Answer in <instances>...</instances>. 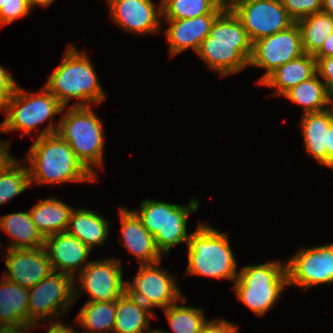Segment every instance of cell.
I'll use <instances>...</instances> for the list:
<instances>
[{
  "label": "cell",
  "instance_id": "cell-1",
  "mask_svg": "<svg viewBox=\"0 0 333 333\" xmlns=\"http://www.w3.org/2000/svg\"><path fill=\"white\" fill-rule=\"evenodd\" d=\"M196 53L210 69L225 77L249 66L252 42L240 19L226 8L215 19Z\"/></svg>",
  "mask_w": 333,
  "mask_h": 333
},
{
  "label": "cell",
  "instance_id": "cell-2",
  "mask_svg": "<svg viewBox=\"0 0 333 333\" xmlns=\"http://www.w3.org/2000/svg\"><path fill=\"white\" fill-rule=\"evenodd\" d=\"M35 138L25 157L31 185L34 182L42 185L96 180L57 133Z\"/></svg>",
  "mask_w": 333,
  "mask_h": 333
},
{
  "label": "cell",
  "instance_id": "cell-3",
  "mask_svg": "<svg viewBox=\"0 0 333 333\" xmlns=\"http://www.w3.org/2000/svg\"><path fill=\"white\" fill-rule=\"evenodd\" d=\"M88 57L70 44L63 60L44 85L65 108L70 99L78 100L72 106H91V103L99 105L106 98L94 64Z\"/></svg>",
  "mask_w": 333,
  "mask_h": 333
},
{
  "label": "cell",
  "instance_id": "cell-4",
  "mask_svg": "<svg viewBox=\"0 0 333 333\" xmlns=\"http://www.w3.org/2000/svg\"><path fill=\"white\" fill-rule=\"evenodd\" d=\"M188 267L185 275H199L235 281L237 262L227 233L200 223L188 239Z\"/></svg>",
  "mask_w": 333,
  "mask_h": 333
},
{
  "label": "cell",
  "instance_id": "cell-5",
  "mask_svg": "<svg viewBox=\"0 0 333 333\" xmlns=\"http://www.w3.org/2000/svg\"><path fill=\"white\" fill-rule=\"evenodd\" d=\"M64 109L65 107L45 86L38 93H30L18 85L2 110L6 118L0 124V133L24 131L25 133L20 135V137H24L29 135L35 127H39V124L49 120L48 125L37 137L55 134L59 122L55 125L52 119L54 115L62 113Z\"/></svg>",
  "mask_w": 333,
  "mask_h": 333
},
{
  "label": "cell",
  "instance_id": "cell-6",
  "mask_svg": "<svg viewBox=\"0 0 333 333\" xmlns=\"http://www.w3.org/2000/svg\"><path fill=\"white\" fill-rule=\"evenodd\" d=\"M91 108L70 107L61 116L57 134L70 145L84 167L97 177L94 168L103 167L104 125Z\"/></svg>",
  "mask_w": 333,
  "mask_h": 333
},
{
  "label": "cell",
  "instance_id": "cell-7",
  "mask_svg": "<svg viewBox=\"0 0 333 333\" xmlns=\"http://www.w3.org/2000/svg\"><path fill=\"white\" fill-rule=\"evenodd\" d=\"M285 286L288 287L286 263L273 261L242 267L233 289L238 300L262 316L276 304Z\"/></svg>",
  "mask_w": 333,
  "mask_h": 333
},
{
  "label": "cell",
  "instance_id": "cell-8",
  "mask_svg": "<svg viewBox=\"0 0 333 333\" xmlns=\"http://www.w3.org/2000/svg\"><path fill=\"white\" fill-rule=\"evenodd\" d=\"M140 210L134 212L142 221L143 226L154 236L155 243L161 254L168 256L173 246L188 243L187 219L195 212L199 201L191 197L189 204L178 205L159 200L147 199L140 203Z\"/></svg>",
  "mask_w": 333,
  "mask_h": 333
},
{
  "label": "cell",
  "instance_id": "cell-9",
  "mask_svg": "<svg viewBox=\"0 0 333 333\" xmlns=\"http://www.w3.org/2000/svg\"><path fill=\"white\" fill-rule=\"evenodd\" d=\"M75 284H77L76 280L71 275L52 271L37 285L30 288L29 324H36V327H39L40 319L45 322V319L58 318L59 315L67 313L68 308L81 295L77 288L79 286Z\"/></svg>",
  "mask_w": 333,
  "mask_h": 333
},
{
  "label": "cell",
  "instance_id": "cell-10",
  "mask_svg": "<svg viewBox=\"0 0 333 333\" xmlns=\"http://www.w3.org/2000/svg\"><path fill=\"white\" fill-rule=\"evenodd\" d=\"M161 261L139 265L133 281H126V292L145 306L166 309L176 302L186 303V298L177 286L175 276L161 269Z\"/></svg>",
  "mask_w": 333,
  "mask_h": 333
},
{
  "label": "cell",
  "instance_id": "cell-11",
  "mask_svg": "<svg viewBox=\"0 0 333 333\" xmlns=\"http://www.w3.org/2000/svg\"><path fill=\"white\" fill-rule=\"evenodd\" d=\"M229 8L240 19L252 43L295 23L282 0H238Z\"/></svg>",
  "mask_w": 333,
  "mask_h": 333
},
{
  "label": "cell",
  "instance_id": "cell-12",
  "mask_svg": "<svg viewBox=\"0 0 333 333\" xmlns=\"http://www.w3.org/2000/svg\"><path fill=\"white\" fill-rule=\"evenodd\" d=\"M303 54L305 53L302 47L301 33L295 22L285 30L253 42L248 65L265 70L263 76L257 81L261 84L278 67Z\"/></svg>",
  "mask_w": 333,
  "mask_h": 333
},
{
  "label": "cell",
  "instance_id": "cell-13",
  "mask_svg": "<svg viewBox=\"0 0 333 333\" xmlns=\"http://www.w3.org/2000/svg\"><path fill=\"white\" fill-rule=\"evenodd\" d=\"M288 286L307 290L333 283V243L302 248L286 262Z\"/></svg>",
  "mask_w": 333,
  "mask_h": 333
},
{
  "label": "cell",
  "instance_id": "cell-14",
  "mask_svg": "<svg viewBox=\"0 0 333 333\" xmlns=\"http://www.w3.org/2000/svg\"><path fill=\"white\" fill-rule=\"evenodd\" d=\"M115 258L92 261L78 274L83 290L91 297L88 301H116L126 292L122 263Z\"/></svg>",
  "mask_w": 333,
  "mask_h": 333
},
{
  "label": "cell",
  "instance_id": "cell-15",
  "mask_svg": "<svg viewBox=\"0 0 333 333\" xmlns=\"http://www.w3.org/2000/svg\"><path fill=\"white\" fill-rule=\"evenodd\" d=\"M112 21L127 32L157 33L161 27L162 3L152 0H106ZM160 17V18H159Z\"/></svg>",
  "mask_w": 333,
  "mask_h": 333
},
{
  "label": "cell",
  "instance_id": "cell-16",
  "mask_svg": "<svg viewBox=\"0 0 333 333\" xmlns=\"http://www.w3.org/2000/svg\"><path fill=\"white\" fill-rule=\"evenodd\" d=\"M6 252L4 262L8 273L4 278L24 288H33L53 271L44 247L7 249Z\"/></svg>",
  "mask_w": 333,
  "mask_h": 333
},
{
  "label": "cell",
  "instance_id": "cell-17",
  "mask_svg": "<svg viewBox=\"0 0 333 333\" xmlns=\"http://www.w3.org/2000/svg\"><path fill=\"white\" fill-rule=\"evenodd\" d=\"M44 249L53 271L71 275L74 279L91 262L86 260L91 249L66 231L45 237Z\"/></svg>",
  "mask_w": 333,
  "mask_h": 333
},
{
  "label": "cell",
  "instance_id": "cell-18",
  "mask_svg": "<svg viewBox=\"0 0 333 333\" xmlns=\"http://www.w3.org/2000/svg\"><path fill=\"white\" fill-rule=\"evenodd\" d=\"M121 223V243L138 258L139 265L162 261L163 255L158 250L154 236L143 226L136 213L126 207L119 208Z\"/></svg>",
  "mask_w": 333,
  "mask_h": 333
},
{
  "label": "cell",
  "instance_id": "cell-19",
  "mask_svg": "<svg viewBox=\"0 0 333 333\" xmlns=\"http://www.w3.org/2000/svg\"><path fill=\"white\" fill-rule=\"evenodd\" d=\"M219 15L205 14L188 19H165L169 24L165 35L170 45V55H177L188 48L197 52L201 42L210 34L212 25Z\"/></svg>",
  "mask_w": 333,
  "mask_h": 333
},
{
  "label": "cell",
  "instance_id": "cell-20",
  "mask_svg": "<svg viewBox=\"0 0 333 333\" xmlns=\"http://www.w3.org/2000/svg\"><path fill=\"white\" fill-rule=\"evenodd\" d=\"M300 122L306 153L327 167L328 129L333 123L330 109L303 114Z\"/></svg>",
  "mask_w": 333,
  "mask_h": 333
},
{
  "label": "cell",
  "instance_id": "cell-21",
  "mask_svg": "<svg viewBox=\"0 0 333 333\" xmlns=\"http://www.w3.org/2000/svg\"><path fill=\"white\" fill-rule=\"evenodd\" d=\"M29 294V289L2 278V283L0 282V328L29 324Z\"/></svg>",
  "mask_w": 333,
  "mask_h": 333
},
{
  "label": "cell",
  "instance_id": "cell-22",
  "mask_svg": "<svg viewBox=\"0 0 333 333\" xmlns=\"http://www.w3.org/2000/svg\"><path fill=\"white\" fill-rule=\"evenodd\" d=\"M316 73V59L314 55L303 54L299 58L278 67L261 85L268 88H276V92L272 93L273 96H283L288 90L313 77Z\"/></svg>",
  "mask_w": 333,
  "mask_h": 333
},
{
  "label": "cell",
  "instance_id": "cell-23",
  "mask_svg": "<svg viewBox=\"0 0 333 333\" xmlns=\"http://www.w3.org/2000/svg\"><path fill=\"white\" fill-rule=\"evenodd\" d=\"M156 317L149 307L125 292L116 300V317L112 333H153L150 318ZM148 330V331H147Z\"/></svg>",
  "mask_w": 333,
  "mask_h": 333
},
{
  "label": "cell",
  "instance_id": "cell-24",
  "mask_svg": "<svg viewBox=\"0 0 333 333\" xmlns=\"http://www.w3.org/2000/svg\"><path fill=\"white\" fill-rule=\"evenodd\" d=\"M66 232L77 237L92 250L95 245L105 244L109 223L93 210L77 208L71 212Z\"/></svg>",
  "mask_w": 333,
  "mask_h": 333
},
{
  "label": "cell",
  "instance_id": "cell-25",
  "mask_svg": "<svg viewBox=\"0 0 333 333\" xmlns=\"http://www.w3.org/2000/svg\"><path fill=\"white\" fill-rule=\"evenodd\" d=\"M0 230L12 238L7 249L44 247L45 238L32 221L29 211L15 212L0 217Z\"/></svg>",
  "mask_w": 333,
  "mask_h": 333
},
{
  "label": "cell",
  "instance_id": "cell-26",
  "mask_svg": "<svg viewBox=\"0 0 333 333\" xmlns=\"http://www.w3.org/2000/svg\"><path fill=\"white\" fill-rule=\"evenodd\" d=\"M73 209L64 201L50 197L33 206L29 213L38 231L45 238L67 230Z\"/></svg>",
  "mask_w": 333,
  "mask_h": 333
},
{
  "label": "cell",
  "instance_id": "cell-27",
  "mask_svg": "<svg viewBox=\"0 0 333 333\" xmlns=\"http://www.w3.org/2000/svg\"><path fill=\"white\" fill-rule=\"evenodd\" d=\"M283 97L296 105L303 106V114L329 108V90L317 73L288 90Z\"/></svg>",
  "mask_w": 333,
  "mask_h": 333
},
{
  "label": "cell",
  "instance_id": "cell-28",
  "mask_svg": "<svg viewBox=\"0 0 333 333\" xmlns=\"http://www.w3.org/2000/svg\"><path fill=\"white\" fill-rule=\"evenodd\" d=\"M115 317L116 301H87L75 318V323L84 327L83 333H109L113 332Z\"/></svg>",
  "mask_w": 333,
  "mask_h": 333
},
{
  "label": "cell",
  "instance_id": "cell-29",
  "mask_svg": "<svg viewBox=\"0 0 333 333\" xmlns=\"http://www.w3.org/2000/svg\"><path fill=\"white\" fill-rule=\"evenodd\" d=\"M296 23L300 29L305 54L315 55L333 33V16L323 11L309 15Z\"/></svg>",
  "mask_w": 333,
  "mask_h": 333
},
{
  "label": "cell",
  "instance_id": "cell-30",
  "mask_svg": "<svg viewBox=\"0 0 333 333\" xmlns=\"http://www.w3.org/2000/svg\"><path fill=\"white\" fill-rule=\"evenodd\" d=\"M162 17L165 19H188L205 14H221L226 7L219 0H160Z\"/></svg>",
  "mask_w": 333,
  "mask_h": 333
},
{
  "label": "cell",
  "instance_id": "cell-31",
  "mask_svg": "<svg viewBox=\"0 0 333 333\" xmlns=\"http://www.w3.org/2000/svg\"><path fill=\"white\" fill-rule=\"evenodd\" d=\"M174 333H200L207 322L204 309L178 305V302L163 309ZM159 333H172L165 330H157Z\"/></svg>",
  "mask_w": 333,
  "mask_h": 333
},
{
  "label": "cell",
  "instance_id": "cell-32",
  "mask_svg": "<svg viewBox=\"0 0 333 333\" xmlns=\"http://www.w3.org/2000/svg\"><path fill=\"white\" fill-rule=\"evenodd\" d=\"M14 161L0 173V205L23 193L31 184L27 166Z\"/></svg>",
  "mask_w": 333,
  "mask_h": 333
},
{
  "label": "cell",
  "instance_id": "cell-33",
  "mask_svg": "<svg viewBox=\"0 0 333 333\" xmlns=\"http://www.w3.org/2000/svg\"><path fill=\"white\" fill-rule=\"evenodd\" d=\"M282 3L295 22L322 11L323 7V0H282Z\"/></svg>",
  "mask_w": 333,
  "mask_h": 333
},
{
  "label": "cell",
  "instance_id": "cell-34",
  "mask_svg": "<svg viewBox=\"0 0 333 333\" xmlns=\"http://www.w3.org/2000/svg\"><path fill=\"white\" fill-rule=\"evenodd\" d=\"M32 9L27 0H6L0 8V25L11 24L16 19L26 17Z\"/></svg>",
  "mask_w": 333,
  "mask_h": 333
},
{
  "label": "cell",
  "instance_id": "cell-35",
  "mask_svg": "<svg viewBox=\"0 0 333 333\" xmlns=\"http://www.w3.org/2000/svg\"><path fill=\"white\" fill-rule=\"evenodd\" d=\"M18 84L11 76L10 71L0 65V110H3L11 99Z\"/></svg>",
  "mask_w": 333,
  "mask_h": 333
},
{
  "label": "cell",
  "instance_id": "cell-36",
  "mask_svg": "<svg viewBox=\"0 0 333 333\" xmlns=\"http://www.w3.org/2000/svg\"><path fill=\"white\" fill-rule=\"evenodd\" d=\"M239 327L225 319L214 318L207 320L200 333H239Z\"/></svg>",
  "mask_w": 333,
  "mask_h": 333
},
{
  "label": "cell",
  "instance_id": "cell-37",
  "mask_svg": "<svg viewBox=\"0 0 333 333\" xmlns=\"http://www.w3.org/2000/svg\"><path fill=\"white\" fill-rule=\"evenodd\" d=\"M316 71L329 90L333 86V56L316 59Z\"/></svg>",
  "mask_w": 333,
  "mask_h": 333
},
{
  "label": "cell",
  "instance_id": "cell-38",
  "mask_svg": "<svg viewBox=\"0 0 333 333\" xmlns=\"http://www.w3.org/2000/svg\"><path fill=\"white\" fill-rule=\"evenodd\" d=\"M9 141L0 140V173L3 172L16 159L9 153Z\"/></svg>",
  "mask_w": 333,
  "mask_h": 333
},
{
  "label": "cell",
  "instance_id": "cell-39",
  "mask_svg": "<svg viewBox=\"0 0 333 333\" xmlns=\"http://www.w3.org/2000/svg\"><path fill=\"white\" fill-rule=\"evenodd\" d=\"M326 56H333V33L324 41L323 46L314 55L315 59H320Z\"/></svg>",
  "mask_w": 333,
  "mask_h": 333
},
{
  "label": "cell",
  "instance_id": "cell-40",
  "mask_svg": "<svg viewBox=\"0 0 333 333\" xmlns=\"http://www.w3.org/2000/svg\"><path fill=\"white\" fill-rule=\"evenodd\" d=\"M327 168L333 169V123L328 129Z\"/></svg>",
  "mask_w": 333,
  "mask_h": 333
},
{
  "label": "cell",
  "instance_id": "cell-41",
  "mask_svg": "<svg viewBox=\"0 0 333 333\" xmlns=\"http://www.w3.org/2000/svg\"><path fill=\"white\" fill-rule=\"evenodd\" d=\"M76 330L63 322H56L48 329L46 333H77ZM80 333V332H79Z\"/></svg>",
  "mask_w": 333,
  "mask_h": 333
},
{
  "label": "cell",
  "instance_id": "cell-42",
  "mask_svg": "<svg viewBox=\"0 0 333 333\" xmlns=\"http://www.w3.org/2000/svg\"><path fill=\"white\" fill-rule=\"evenodd\" d=\"M36 328V324H26L19 327H2L0 328V333H26L25 331L30 330L31 328Z\"/></svg>",
  "mask_w": 333,
  "mask_h": 333
},
{
  "label": "cell",
  "instance_id": "cell-43",
  "mask_svg": "<svg viewBox=\"0 0 333 333\" xmlns=\"http://www.w3.org/2000/svg\"><path fill=\"white\" fill-rule=\"evenodd\" d=\"M55 0H27L29 5L33 8L34 6L47 7L51 5Z\"/></svg>",
  "mask_w": 333,
  "mask_h": 333
},
{
  "label": "cell",
  "instance_id": "cell-44",
  "mask_svg": "<svg viewBox=\"0 0 333 333\" xmlns=\"http://www.w3.org/2000/svg\"><path fill=\"white\" fill-rule=\"evenodd\" d=\"M322 11L333 16V0H323Z\"/></svg>",
  "mask_w": 333,
  "mask_h": 333
},
{
  "label": "cell",
  "instance_id": "cell-45",
  "mask_svg": "<svg viewBox=\"0 0 333 333\" xmlns=\"http://www.w3.org/2000/svg\"><path fill=\"white\" fill-rule=\"evenodd\" d=\"M238 0H219L220 4L226 8L231 7Z\"/></svg>",
  "mask_w": 333,
  "mask_h": 333
},
{
  "label": "cell",
  "instance_id": "cell-46",
  "mask_svg": "<svg viewBox=\"0 0 333 333\" xmlns=\"http://www.w3.org/2000/svg\"><path fill=\"white\" fill-rule=\"evenodd\" d=\"M329 103H333V86L329 89Z\"/></svg>",
  "mask_w": 333,
  "mask_h": 333
},
{
  "label": "cell",
  "instance_id": "cell-47",
  "mask_svg": "<svg viewBox=\"0 0 333 333\" xmlns=\"http://www.w3.org/2000/svg\"><path fill=\"white\" fill-rule=\"evenodd\" d=\"M329 105L332 106V107L329 106V109H330V111L332 113V116H333V103H329Z\"/></svg>",
  "mask_w": 333,
  "mask_h": 333
},
{
  "label": "cell",
  "instance_id": "cell-48",
  "mask_svg": "<svg viewBox=\"0 0 333 333\" xmlns=\"http://www.w3.org/2000/svg\"><path fill=\"white\" fill-rule=\"evenodd\" d=\"M6 0H0V8L2 7L3 4H5Z\"/></svg>",
  "mask_w": 333,
  "mask_h": 333
}]
</instances>
